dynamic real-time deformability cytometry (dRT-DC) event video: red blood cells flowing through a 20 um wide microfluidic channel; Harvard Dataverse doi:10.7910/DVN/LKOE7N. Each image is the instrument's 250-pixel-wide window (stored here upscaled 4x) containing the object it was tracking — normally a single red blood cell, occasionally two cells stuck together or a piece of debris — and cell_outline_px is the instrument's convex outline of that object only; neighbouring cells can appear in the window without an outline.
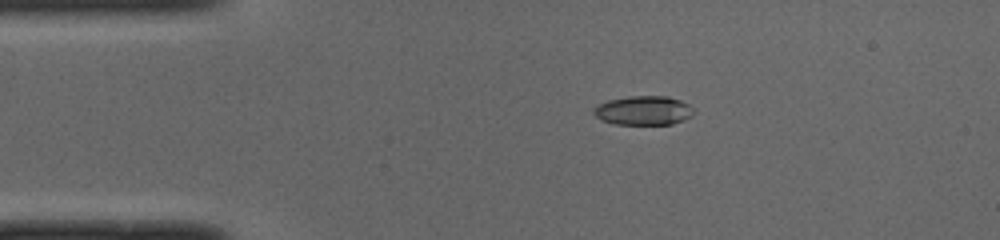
{"species": "common noctule bat (a hibernating species)", "species_latin": "Nyctalus noctula", "temperature_condition": "cold", "stored_images_in_passage": 42, "camera_frame_rate_fps": 3000, "um_per_image_px": 0.085, "animal": {"sex": "male", "body_mass_g": 19.0, "forearm_length_mm": 50.8}, "frame": {"image": 1, "passage_image": 1, "time_ms": 0.0, "image_size_px": [1000, 240], "cell_outline_px": [[696, 112], [692, 116], [684, 120], [672, 124], [616, 124], [604, 120], [596, 116], [592, 112], [592, 108], [608, 100], [628, 96], [668, 96], [680, 100], [688, 104]], "centroid_in_image_um": [54.73, 9.38], "position_along_channel_um": 30.3, "area_um2": 16.99}}
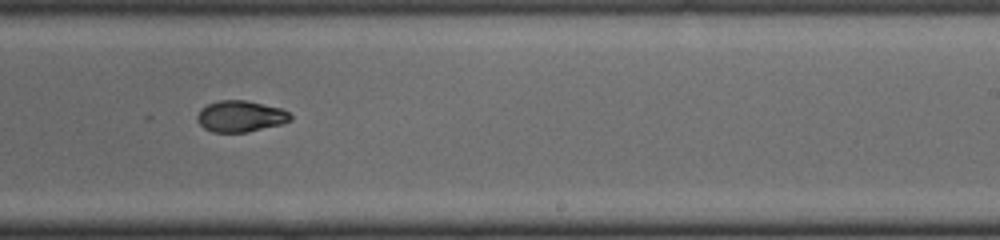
{"frame": {"image": 2, "passage_image": 22, "time_ms": 7.0, "image_size_px": [1000, 240], "cell_outline_px": [[292, 120], [280, 124], [248, 132], [212, 132], [204, 128], [196, 120], [196, 116], [200, 108], [208, 104], [220, 100], [244, 100], [280, 108], [288, 112], [292, 116]], "centroid_in_image_um": [20.41, 9.89], "position_along_channel_um": 268.6, "area_um2": 16.94}}
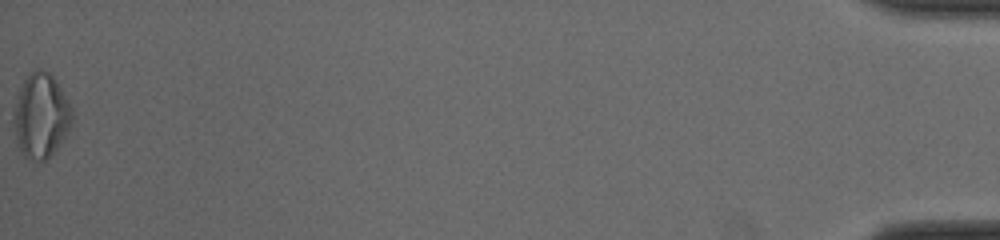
{"frame": {"image": 3, "passage_image": 42, "time_ms": 13.667, "image_size_px": [1000, 240], "cell_outline_px": [[72, 124], [60, 144], [44, 160], [36, 164], [24, 156], [20, 152], [16, 140], [12, 120], [12, 116], [20, 88], [24, 80], [36, 68], [40, 68], [48, 72], [56, 80], [72, 108]], "centroid_in_image_um": [3.46, 9.87], "position_along_channel_um": 431.7, "area_um2": 28.84}, "authors_computed_cell_mechanics": {"area_um2": 17.8891, "velocity_mm_per_s": 3.9978, "shape_relaxation_time_tau1_ms": 4.3688, "shape_relaxation_time_tau2_ms": null, "deformation_change_tau1": 0.1785, "deformation_change_tau2": null}}